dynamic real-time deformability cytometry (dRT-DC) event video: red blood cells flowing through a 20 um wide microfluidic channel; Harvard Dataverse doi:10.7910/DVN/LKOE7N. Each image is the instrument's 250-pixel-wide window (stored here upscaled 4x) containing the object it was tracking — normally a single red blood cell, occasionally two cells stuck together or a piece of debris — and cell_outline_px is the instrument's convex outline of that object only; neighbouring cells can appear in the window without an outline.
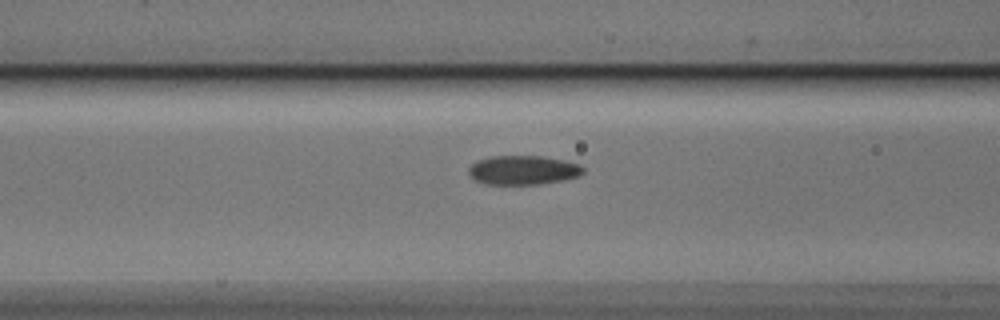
{"species": "Egyptian fruit bat (a non-hibernating species)", "species_latin": "Rousettus aegyptiacus", "temperature_condition": "cold", "stored_images_in_passage": 18, "camera_frame_rate_fps": 3000, "um_per_image_px": 0.085, "animal": {"sex": "male"}, "frame": {"image": 1, "passage_image": 16, "time_ms": 5.0, "image_size_px": [1000, 320], "cell_outline_px": [[584, 172], [580, 176], [564, 180], [540, 184], [484, 184], [476, 180], [468, 172], [468, 168], [472, 164], [480, 160], [492, 156], [540, 156], [580, 164], [584, 168]], "centroid_in_image_um": [44.49, 14.47], "position_along_channel_um": 122.1, "area_um2": 19.31}}